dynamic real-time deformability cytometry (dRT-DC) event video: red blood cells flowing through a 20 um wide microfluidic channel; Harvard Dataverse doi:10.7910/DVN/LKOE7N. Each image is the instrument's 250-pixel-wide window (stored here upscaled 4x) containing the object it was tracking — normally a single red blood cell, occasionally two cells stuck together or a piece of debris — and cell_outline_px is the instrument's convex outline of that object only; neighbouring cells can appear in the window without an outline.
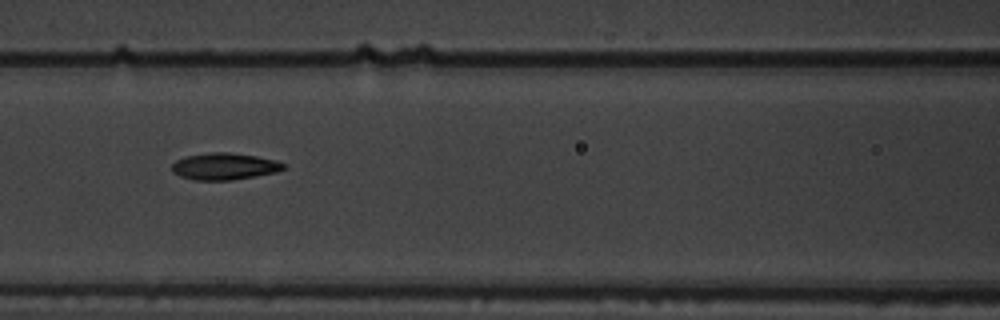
{"species": "common noctule bat (a hibernating species)", "species_latin": "Nyctalus noctula", "temperature_condition": "warm", "stored_images_in_passage": 17, "camera_frame_rate_fps": 3000, "um_per_image_px": 0.085, "animal": {"sex": "male", "body_mass_g": 19.5, "forearm_length_mm": 54.6}, "frame": {"image": 1, "passage_image": 8, "time_ms": 2.333, "image_size_px": [1000, 320], "cell_outline_px": [[288, 164], [284, 168], [276, 172], [232, 180], [192, 180], [180, 176], [172, 172], [172, 164], [176, 160], [184, 156], [212, 152], [228, 152], [256, 156], [276, 160]], "centroid_in_image_um": [19.06, 14.14], "position_along_channel_um": 147.5, "area_um2": 17.51}}
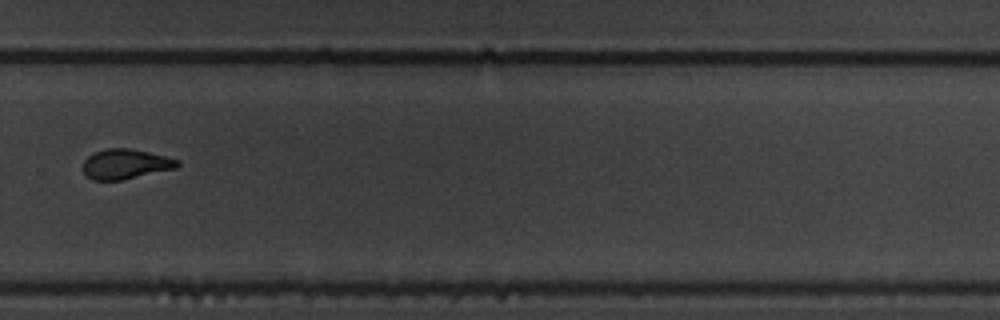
{"frame": {"image": 2, "passage_image": 12, "time_ms": 3.667, "image_size_px": [1000, 320], "cell_outline_px": [[180, 164], [176, 168], [120, 180], [92, 180], [84, 176], [80, 168], [84, 160], [92, 152], [104, 148], [132, 148], [180, 160]], "centroid_in_image_um": [10.58, 13.94], "position_along_channel_um": 319.2, "area_um2": 16.76}}
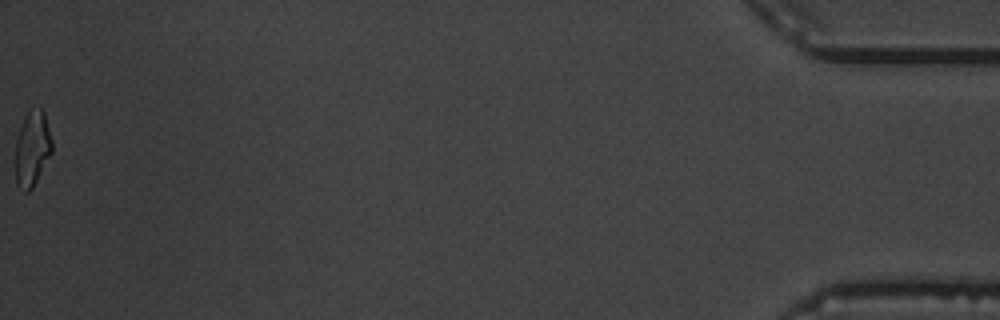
{"frame": {"image": 3, "passage_image": 17, "time_ms": 5.333, "image_size_px": [1000, 320], "cell_outline_px": [[52, 152], [32, 188], [28, 192], [24, 192], [16, 184], [16, 140], [24, 116], [28, 112], [40, 108], [44, 112], [52, 140]], "centroid_in_image_um": [2.74, 12.65], "position_along_channel_um": 432.5, "area_um2": 15.78}}